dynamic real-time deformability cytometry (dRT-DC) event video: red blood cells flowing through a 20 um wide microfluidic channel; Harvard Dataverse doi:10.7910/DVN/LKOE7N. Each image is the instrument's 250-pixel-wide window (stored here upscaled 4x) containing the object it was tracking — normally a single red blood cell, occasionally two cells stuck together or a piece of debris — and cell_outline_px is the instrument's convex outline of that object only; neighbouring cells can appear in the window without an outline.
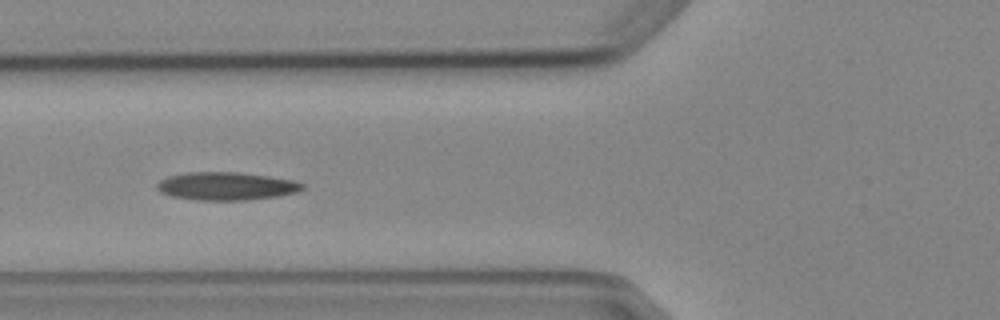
{"species": "Egyptian fruit bat (a non-hibernating species)", "species_latin": "Rousettus aegyptiacus", "temperature_condition": "cold", "stored_images_in_passage": 9, "camera_frame_rate_fps": 3000, "um_per_image_px": 0.085, "animal": {"sex": "female"}, "frame": {"image": 1, "passage_image": 6, "time_ms": 6.0, "image_size_px": [1000, 320], "cell_outline_px": [[304, 188], [296, 192], [276, 196], [248, 200], [196, 200], [172, 196], [160, 192], [156, 188], [156, 184], [160, 180], [168, 176], [184, 172], [240, 172], [268, 176], [292, 180], [304, 184]], "centroid_in_image_um": [19.19, 15.81], "position_along_channel_um": 106.6, "area_um2": 23.76}}